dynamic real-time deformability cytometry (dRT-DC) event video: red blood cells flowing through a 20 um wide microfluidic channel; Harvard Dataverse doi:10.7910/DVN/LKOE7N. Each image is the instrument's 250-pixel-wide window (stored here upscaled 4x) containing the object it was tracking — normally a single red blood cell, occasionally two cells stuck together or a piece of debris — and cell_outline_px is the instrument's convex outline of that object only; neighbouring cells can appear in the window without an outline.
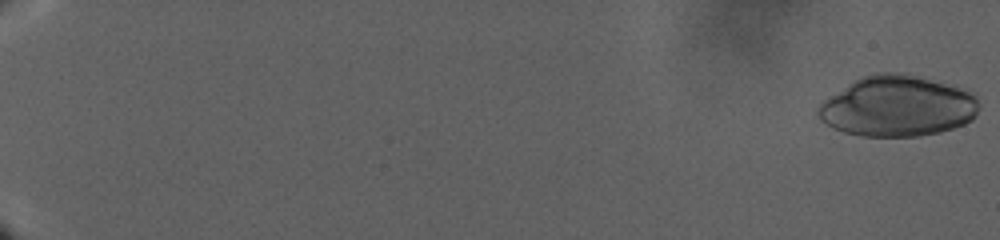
{"species": "human", "species_latin": "Homo sapiens", "temperature_condition": "warm", "stored_images_in_passage": 74, "camera_frame_rate_fps": 3000, "um_per_image_px": 0.085, "donor": {"sex": "male"}, "frame": {"image": 1, "passage_image": 2, "time_ms": 0.333, "image_size_px": [1000, 240], "cell_outline_px": [[980, 108], [972, 120], [964, 124], [940, 132], [920, 136], [860, 136], [844, 132], [832, 128], [820, 120], [816, 112], [816, 108], [824, 100], [848, 84], [864, 76], [876, 72], [904, 72], [956, 84], [968, 88], [976, 92], [980, 104]], "centroid_in_image_um": [76.36, 9.0], "position_along_channel_um": 8.6, "area_um2": 58.03}}
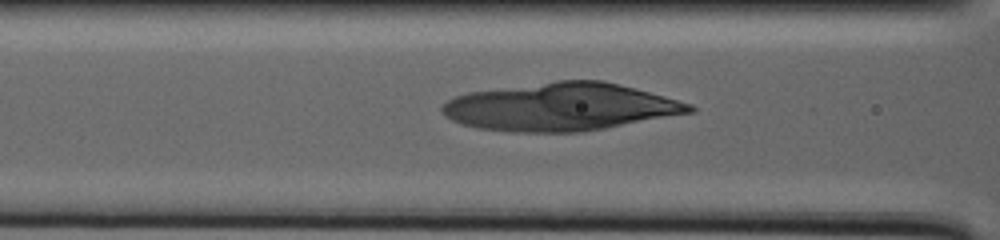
{"frame": {"image": 2, "passage_image": 35, "time_ms": 23.0, "image_size_px": [1000, 240], "cell_outline_px": [[696, 112], [604, 128], [580, 132], [512, 132], [476, 128], [460, 124], [444, 116], [440, 112], [440, 108], [448, 100], [456, 96], [468, 92], [556, 80], [604, 80], [636, 88], [692, 104], [696, 108]], "centroid_in_image_um": [47.65, 9.09], "position_along_channel_um": 119.0, "area_um2": 69.13}}
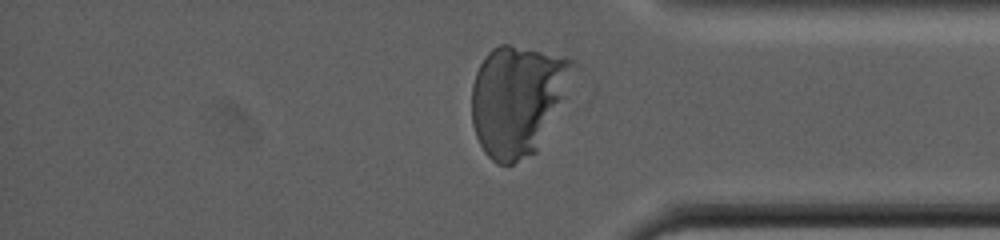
{"frame": {"image": 3, "passage_image": 63, "time_ms": 40.333, "image_size_px": [1000, 240], "cell_outline_px": [[576, 64], [564, 96], [536, 152], [512, 164], [496, 164], [484, 152], [476, 136], [472, 124], [472, 84], [476, 72], [484, 56], [492, 48], [500, 44], [508, 44], [568, 56]], "centroid_in_image_um": [43.96, 8.47], "position_along_channel_um": 391.2, "area_um2": 64.85}}